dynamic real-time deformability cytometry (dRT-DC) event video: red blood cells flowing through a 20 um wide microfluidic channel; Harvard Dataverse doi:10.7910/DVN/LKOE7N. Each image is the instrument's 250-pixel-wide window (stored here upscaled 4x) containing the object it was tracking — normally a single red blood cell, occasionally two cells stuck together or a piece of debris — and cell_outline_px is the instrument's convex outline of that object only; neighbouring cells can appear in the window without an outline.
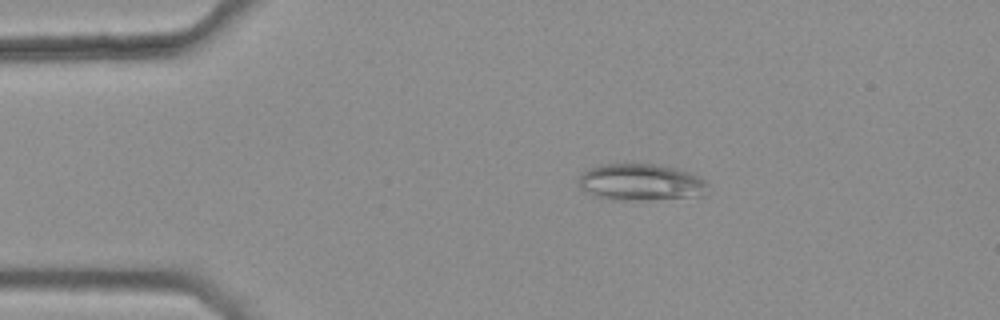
{"species": "common noctule bat (a hibernating species)", "species_latin": "Nyctalus noctula", "temperature_condition": "warm", "stored_images_in_passage": 45, "camera_frame_rate_fps": 3000, "um_per_image_px": 0.085, "animal": {"sex": "female", "body_mass_g": 25.1}, "frame": {"image": 1, "passage_image": 9, "time_ms": 2.667, "image_size_px": [1000, 320], "cell_outline_px": [[708, 184], [704, 196], [640, 200], [612, 200], [592, 196], [584, 192], [580, 188], [580, 176], [584, 172], [596, 164], [656, 164], [680, 168], [700, 176]], "centroid_in_image_um": [54.48, 15.49], "position_along_channel_um": 30.5, "area_um2": 28.09}}
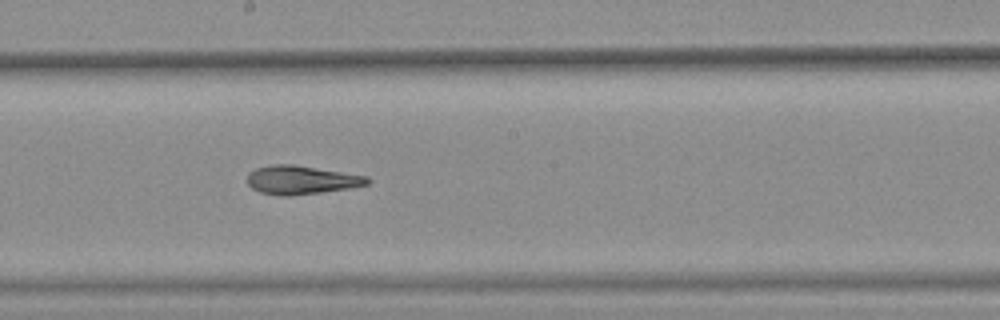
{"frame": {"image": 2, "passage_image": 28, "time_ms": 9.0, "image_size_px": [1000, 320], "cell_outline_px": [[372, 180], [368, 184], [348, 188], [320, 192], [288, 196], [280, 196], [260, 192], [252, 188], [248, 184], [248, 172], [256, 168], [276, 164], [292, 164], [368, 176]], "centroid_in_image_um": [25.6, 15.29], "position_along_channel_um": 222.6, "area_um2": 19.88}}
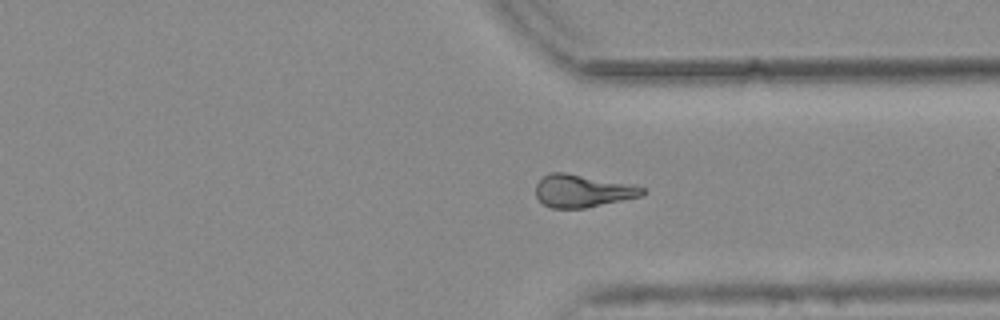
{"frame": {"image": 3, "passage_image": 39, "time_ms": 12.667, "image_size_px": [1000, 320], "cell_outline_px": [[648, 192], [644, 196], [584, 208], [552, 208], [544, 204], [536, 196], [536, 184], [544, 176], [552, 172], [564, 172], [632, 184], [648, 188]], "centroid_in_image_um": [49.59, 16.23], "position_along_channel_um": 361.8, "area_um2": 20.4}, "authors_computed_cell_mechanics": {"area_um2": 20.4612, "velocity_mm_per_s": 3.7908, "shape_relaxation_time_tau1_ms": null, "shape_relaxation_time_tau2_ms": 5.7353, "deformation_change_tau1": null, "deformation_change_tau2": 0.1358}}